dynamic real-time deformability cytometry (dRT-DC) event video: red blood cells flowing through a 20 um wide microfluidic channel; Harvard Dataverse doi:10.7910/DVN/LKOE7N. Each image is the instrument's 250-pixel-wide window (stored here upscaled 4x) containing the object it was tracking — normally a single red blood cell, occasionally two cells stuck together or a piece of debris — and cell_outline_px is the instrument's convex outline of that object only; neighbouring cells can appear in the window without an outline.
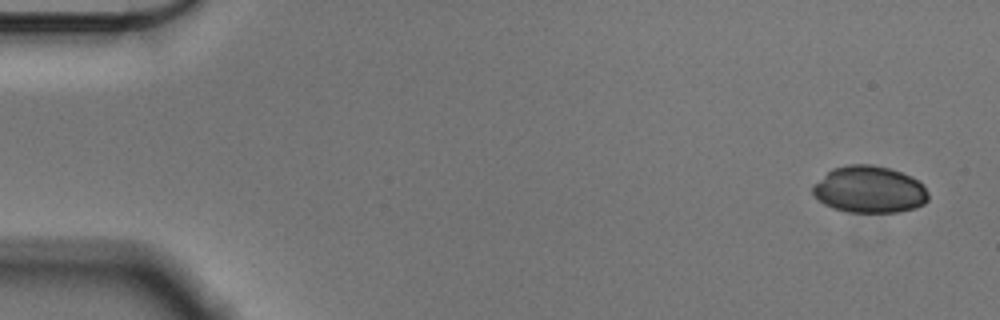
{"species": "Egyptian fruit bat (a non-hibernating species)", "species_latin": "Rousettus aegyptiacus", "temperature_condition": "cold", "stored_images_in_passage": 54, "camera_frame_rate_fps": 3000, "um_per_image_px": 0.085, "animal": {"sex": "male"}, "frame": {"image": 1, "passage_image": 1, "time_ms": 0.0, "image_size_px": [1000, 320], "cell_outline_px": [[928, 200], [924, 204], [916, 208], [896, 212], [848, 212], [832, 208], [824, 204], [812, 192], [812, 188], [832, 168], [848, 164], [872, 164], [888, 168], [912, 176], [924, 184], [928, 192]], "centroid_in_image_um": [73.94, 16.11], "position_along_channel_um": 11.1, "area_um2": 31.56}}
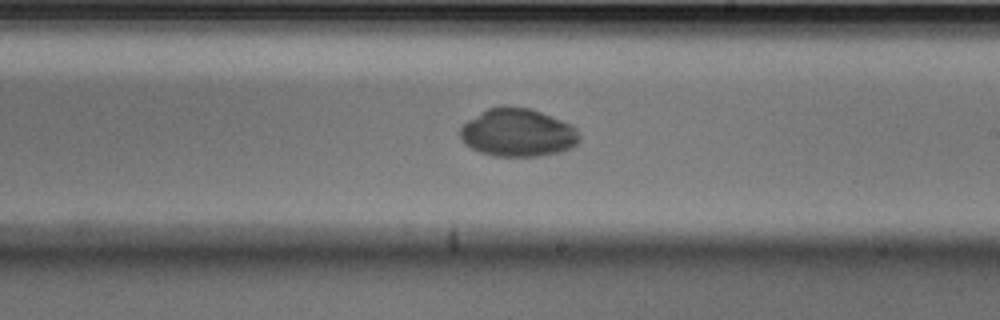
{"frame": {"image": 2, "passage_image": 31, "time_ms": 10.0, "image_size_px": [1000, 320], "cell_outline_px": [[580, 140], [572, 148], [560, 152], [540, 156], [496, 156], [480, 152], [464, 144], [460, 136], [460, 128], [468, 120], [488, 108], [504, 104], [528, 108], [540, 112], [572, 124], [576, 128], [580, 136]], "centroid_in_image_um": [44.02, 11.27], "position_along_channel_um": 245.0, "area_um2": 33.58}}
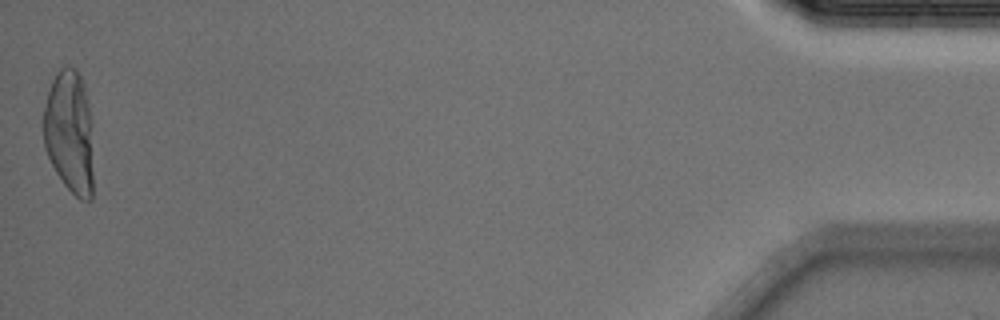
{"frame": {"image": 3, "passage_image": 54, "time_ms": 17.667, "image_size_px": [1000, 320], "cell_outline_px": [[92, 200], [80, 200], [64, 184], [56, 172], [44, 148], [44, 108], [48, 92], [52, 80], [56, 72], [60, 68], [76, 68], [84, 84], [88, 104], [92, 172]], "centroid_in_image_um": [5.88, 11.23], "position_along_channel_um": 429.3, "area_um2": 35.14}}